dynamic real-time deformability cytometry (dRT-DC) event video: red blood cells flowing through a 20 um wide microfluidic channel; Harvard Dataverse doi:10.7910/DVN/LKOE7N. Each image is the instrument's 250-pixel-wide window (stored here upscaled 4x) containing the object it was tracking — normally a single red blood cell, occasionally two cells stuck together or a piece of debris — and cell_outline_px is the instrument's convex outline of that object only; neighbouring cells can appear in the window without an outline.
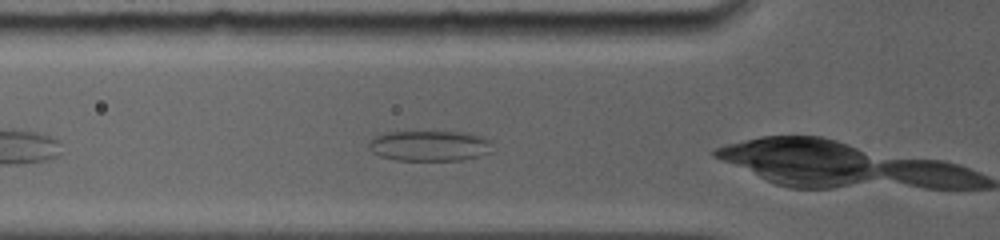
{"species": "common noctule bat (a hibernating species)", "species_latin": "Nyctalus noctula", "temperature_condition": "room temperature", "stored_images_in_passage": 8, "camera_frame_rate_fps": 5000, "um_per_image_px": 0.085, "animal": {"sex": "female", "body_mass_g": 19.0, "forearm_length_mm": 56.7}, "frame": {"image": 1, "passage_image": 3, "time_ms": 0.6, "image_size_px": [1000, 240], "cell_outline_px": [[492, 152], [464, 160], [396, 160], [380, 156], [372, 152], [368, 148], [368, 144], [376, 136], [388, 132], [472, 132], [484, 136], [492, 140]], "centroid_in_image_um": [36.59, 12.39], "position_along_channel_um": 89.2, "area_um2": 22.25}}